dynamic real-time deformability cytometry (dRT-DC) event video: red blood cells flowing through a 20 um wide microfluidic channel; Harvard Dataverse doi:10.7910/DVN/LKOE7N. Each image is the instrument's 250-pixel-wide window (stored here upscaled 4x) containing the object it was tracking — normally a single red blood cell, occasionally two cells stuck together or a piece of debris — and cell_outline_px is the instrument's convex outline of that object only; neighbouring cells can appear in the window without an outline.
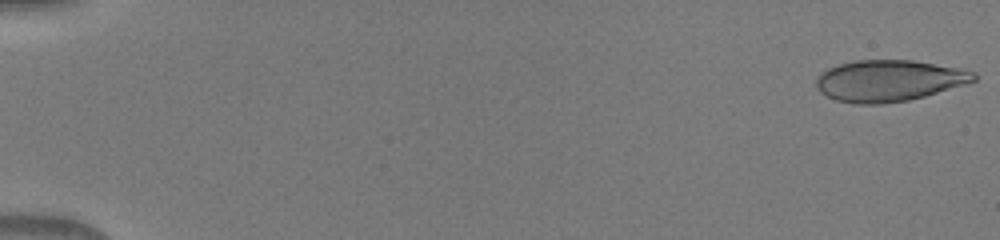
{"species": "human", "species_latin": "Homo sapiens", "temperature_condition": "warm", "stored_images_in_passage": 50, "camera_frame_rate_fps": 3000, "um_per_image_px": 0.085, "donor": {"sex": "male"}, "frame": {"image": 1, "passage_image": 1, "time_ms": 0.0, "image_size_px": [1000, 240], "cell_outline_px": [[976, 80], [968, 84], [924, 96], [908, 100], [884, 104], [856, 104], [836, 100], [820, 92], [816, 88], [816, 80], [820, 72], [828, 68], [840, 64], [856, 60], [912, 60], [960, 68], [976, 72]], "centroid_in_image_um": [75.57, 6.86], "position_along_channel_um": 9.4, "area_um2": 38.15}}
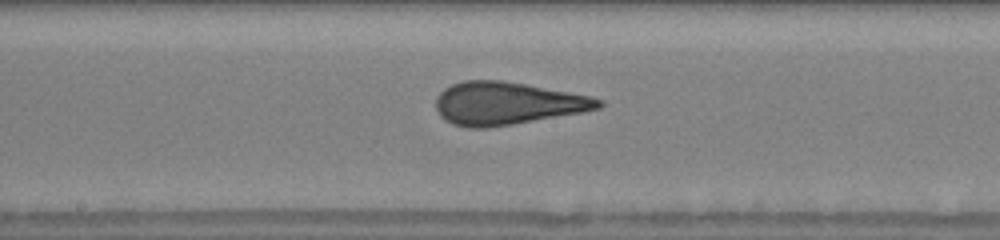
{"frame": {"image": 2, "passage_image": 28, "time_ms": 9.0, "image_size_px": [1000, 240], "cell_outline_px": [[604, 104], [600, 108], [580, 112], [512, 124], [484, 128], [468, 128], [452, 124], [444, 120], [440, 116], [436, 108], [436, 96], [444, 88], [452, 84], [464, 80], [500, 80], [524, 84], [592, 96], [600, 100]], "centroid_in_image_um": [43.04, 8.78], "position_along_channel_um": 205.2, "area_um2": 40.23}}
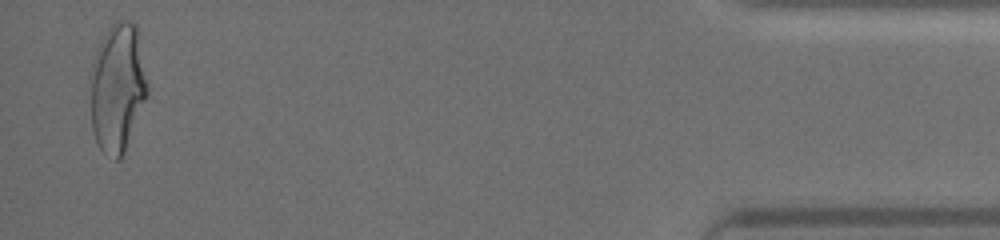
{"frame": {"image": 3, "passage_image": 49, "time_ms": 16.0, "image_size_px": [1000, 240], "cell_outline_px": [[148, 92], [124, 152], [120, 160], [116, 160], [104, 152], [100, 148], [96, 140], [92, 128], [92, 60], [96, 48], [104, 32], [116, 20], [132, 20], [136, 24], [148, 84]], "centroid_in_image_um": [9.99, 7.39], "position_along_channel_um": 425.2, "area_um2": 42.43}}